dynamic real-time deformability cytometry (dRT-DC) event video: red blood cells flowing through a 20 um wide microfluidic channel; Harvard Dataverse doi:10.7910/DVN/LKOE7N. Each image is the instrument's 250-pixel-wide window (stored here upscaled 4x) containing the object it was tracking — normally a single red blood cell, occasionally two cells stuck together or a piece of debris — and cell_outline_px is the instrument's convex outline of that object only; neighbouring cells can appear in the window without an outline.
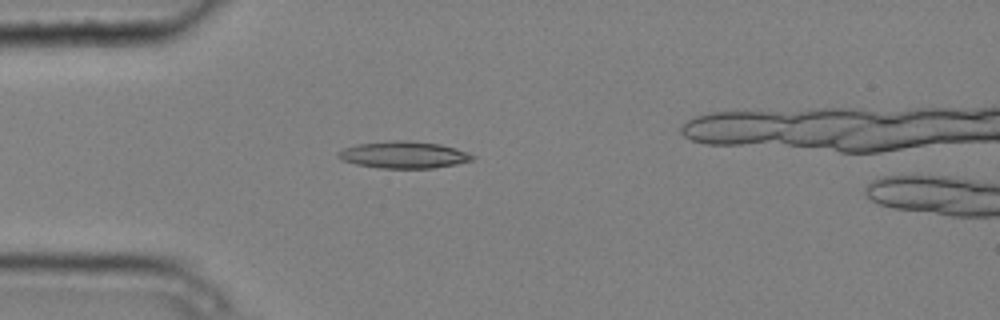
{"species": "common noctule bat (a hibernating species)", "species_latin": "Nyctalus noctula", "temperature_condition": "cold", "stored_images_in_passage": 4, "camera_frame_rate_fps": 3000, "um_per_image_px": 0.085, "animal": {"sex": "male", "body_mass_g": 20.4}, "frame": {"image": 1, "passage_image": 3, "time_ms": 0.667, "image_size_px": [1000, 320], "cell_outline_px": [[476, 156], [472, 160], [456, 164], [432, 168], [380, 168], [356, 164], [340, 160], [336, 156], [336, 152], [344, 148], [360, 144], [396, 140], [404, 140], [440, 144], [456, 148], [468, 152]], "centroid_in_image_um": [34.31, 13.16], "position_along_channel_um": 50.7, "area_um2": 20.98}}